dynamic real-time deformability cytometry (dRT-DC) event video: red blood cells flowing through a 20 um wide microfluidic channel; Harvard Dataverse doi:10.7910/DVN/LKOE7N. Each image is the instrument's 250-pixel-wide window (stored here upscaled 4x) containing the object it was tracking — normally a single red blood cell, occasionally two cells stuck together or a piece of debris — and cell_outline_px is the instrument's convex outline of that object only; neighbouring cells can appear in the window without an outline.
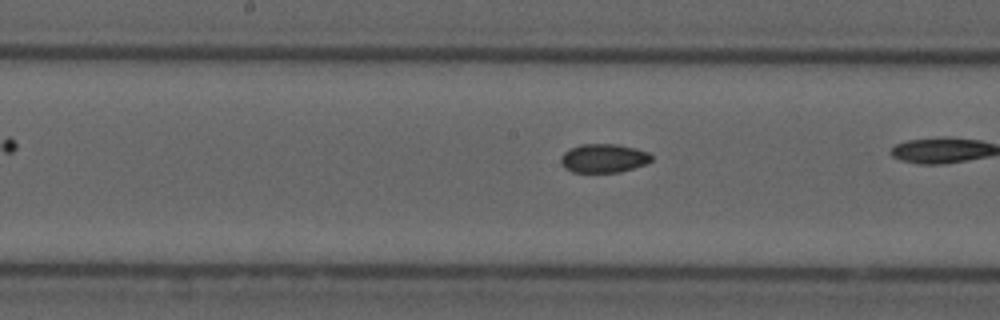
{"species": "common noctule bat (a hibernating species)", "species_latin": "Nyctalus noctula", "temperature_condition": "cold", "stored_images_in_passage": 27, "camera_frame_rate_fps": 3000, "um_per_image_px": 0.085, "animal": {"sex": "male", "forearm_length_mm": 52.5}, "frame": {"image": 1, "passage_image": 12, "time_ms": 3.667, "image_size_px": [1000, 320], "cell_outline_px": [[652, 160], [648, 164], [620, 172], [572, 172], [564, 168], [560, 160], [560, 156], [568, 148], [580, 144], [620, 144], [636, 148], [648, 152], [652, 156]], "centroid_in_image_um": [51.31, 13.44], "position_along_channel_um": 196.9, "area_um2": 15.49}}